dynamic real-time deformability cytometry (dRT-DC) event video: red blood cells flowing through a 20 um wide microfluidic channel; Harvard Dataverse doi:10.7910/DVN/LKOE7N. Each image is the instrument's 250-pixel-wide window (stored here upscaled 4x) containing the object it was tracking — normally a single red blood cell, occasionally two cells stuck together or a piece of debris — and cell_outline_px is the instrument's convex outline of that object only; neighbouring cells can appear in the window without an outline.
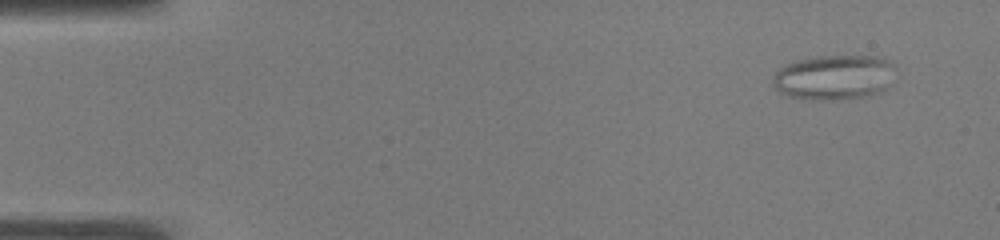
{"species": "common noctule bat (a hibernating species)", "species_latin": "Nyctalus noctula", "temperature_condition": "warm", "stored_images_in_passage": 49, "camera_frame_rate_fps": 3000, "um_per_image_px": 0.085, "animal": {"sex": "male", "body_mass_g": 19.0, "forearm_length_mm": 50.8}, "frame": {"image": 1, "passage_image": 1, "time_ms": 0.0, "image_size_px": [1000, 240], "cell_outline_px": [[896, 68], [884, 88], [880, 92], [860, 96], [824, 100], [788, 96], [780, 92], [772, 84], [772, 76], [784, 64], [796, 60], [816, 56], [884, 56], [892, 60]], "centroid_in_image_um": [70.88, 6.52], "position_along_channel_um": 14.1, "area_um2": 31.91}}
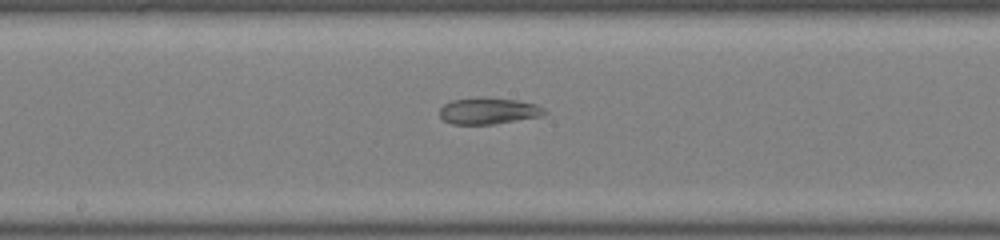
{"frame": {"image": 2, "passage_image": 25, "time_ms": 8.0, "image_size_px": [1000, 240], "cell_outline_px": [[548, 112], [544, 116], [492, 124], [452, 124], [444, 120], [440, 116], [440, 108], [444, 104], [452, 100], [476, 96], [488, 96], [516, 100], [536, 104], [544, 108]], "centroid_in_image_um": [41.54, 9.4], "position_along_channel_um": 206.7, "area_um2": 16.53}}
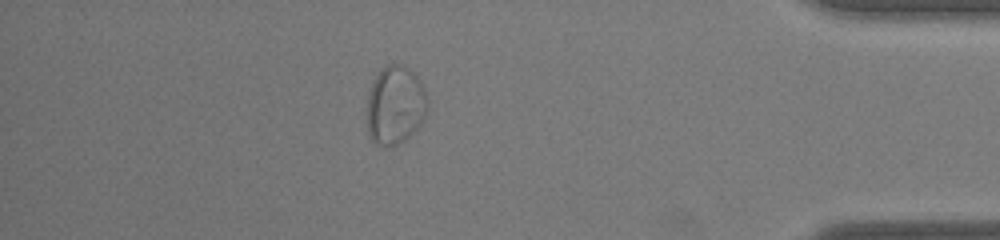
{"frame": {"image": 3, "passage_image": 43, "time_ms": 14.0, "image_size_px": [1000, 240], "cell_outline_px": [[428, 108], [420, 124], [404, 140], [392, 148], [380, 144], [372, 140], [368, 136], [368, 92], [376, 76], [384, 64], [404, 64], [420, 80], [424, 88], [428, 100]], "centroid_in_image_um": [33.6, 8.92], "position_along_channel_um": 401.6, "area_um2": 27.69}}